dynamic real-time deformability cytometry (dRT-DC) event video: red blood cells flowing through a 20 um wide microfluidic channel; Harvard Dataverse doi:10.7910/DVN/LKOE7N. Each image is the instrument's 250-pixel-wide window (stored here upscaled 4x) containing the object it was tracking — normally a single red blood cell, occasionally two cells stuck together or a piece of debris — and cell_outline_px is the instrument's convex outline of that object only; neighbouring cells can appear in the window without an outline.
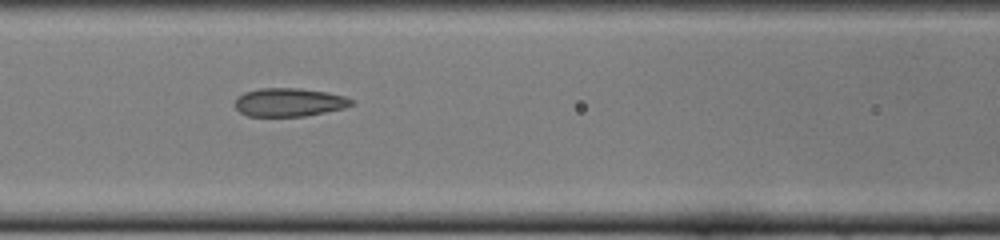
{"species": "common noctule bat (a hibernating species)", "species_latin": "Nyctalus noctula", "temperature_condition": "cold", "stored_images_in_passage": 32, "camera_frame_rate_fps": 3000, "um_per_image_px": 0.085, "animal": {"sex": "female", "body_mass_g": 22.0, "forearm_length_mm": 56.7}, "frame": {"image": 1, "passage_image": 7, "time_ms": 2.0, "image_size_px": [1000, 240], "cell_outline_px": [[352, 104], [344, 108], [304, 116], [248, 116], [240, 112], [236, 108], [236, 100], [244, 92], [260, 88], [300, 88], [328, 92], [344, 96], [352, 100]], "centroid_in_image_um": [24.57, 8.69], "position_along_channel_um": 142.0, "area_um2": 19.07}}
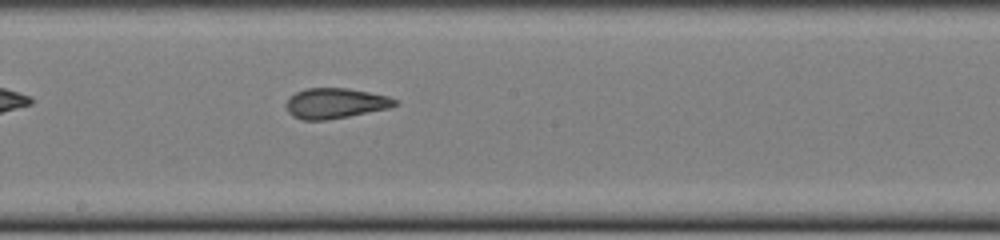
{"frame": {"image": 2, "passage_image": 13, "time_ms": 4.0, "image_size_px": [1000, 240], "cell_outline_px": [[400, 104], [388, 108], [348, 116], [324, 120], [304, 120], [292, 116], [288, 112], [284, 104], [296, 92], [304, 88], [348, 88], [388, 96], [400, 100]], "centroid_in_image_um": [28.51, 8.77], "position_along_channel_um": 219.7, "area_um2": 19.25}}
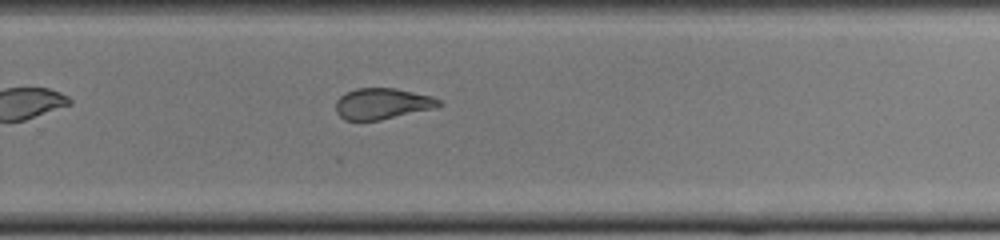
{"frame": {"image": 3, "passage_image": 19, "time_ms": 6.0, "image_size_px": [1000, 240], "cell_outline_px": [[444, 104], [436, 108], [380, 120], [344, 120], [336, 112], [336, 100], [340, 96], [356, 88], [396, 88], [432, 96], [440, 100]], "centroid_in_image_um": [32.52, 8.81], "position_along_channel_um": 297.3, "area_um2": 18.73}}